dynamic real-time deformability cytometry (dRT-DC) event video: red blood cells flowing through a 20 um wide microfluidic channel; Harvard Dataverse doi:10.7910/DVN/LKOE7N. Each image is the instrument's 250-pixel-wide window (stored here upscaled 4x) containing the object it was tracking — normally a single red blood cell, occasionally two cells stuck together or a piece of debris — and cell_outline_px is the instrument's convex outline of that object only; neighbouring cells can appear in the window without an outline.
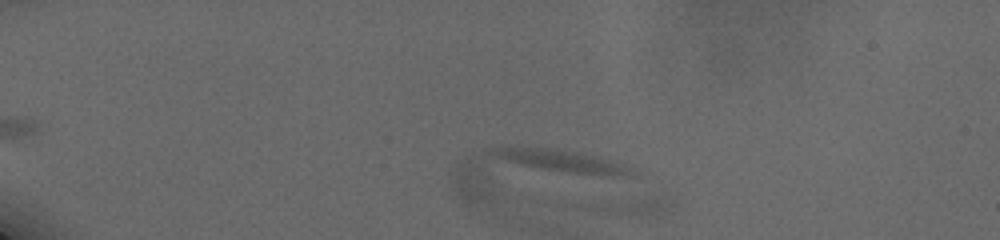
{"species": "human", "species_latin": "Homo sapiens", "temperature_condition": "cold", "stored_images_in_passage": 4, "camera_frame_rate_fps": 3000, "um_per_image_px": 0.085, "donor": {"sex": "male"}, "frame": {"image": 1, "passage_image": 3, "time_ms": 0.333, "image_size_px": [1000, 240], "cell_outline_px": [[640, 172], [632, 176], [488, 204], [484, 204], [460, 200], [456, 192], [452, 180], [456, 168], [464, 160], [484, 148], [556, 148], [596, 156], [624, 164]], "centroid_in_image_um": [45.05, 14.71], "position_along_channel_um": 39.9, "area_um2": 50.23}}